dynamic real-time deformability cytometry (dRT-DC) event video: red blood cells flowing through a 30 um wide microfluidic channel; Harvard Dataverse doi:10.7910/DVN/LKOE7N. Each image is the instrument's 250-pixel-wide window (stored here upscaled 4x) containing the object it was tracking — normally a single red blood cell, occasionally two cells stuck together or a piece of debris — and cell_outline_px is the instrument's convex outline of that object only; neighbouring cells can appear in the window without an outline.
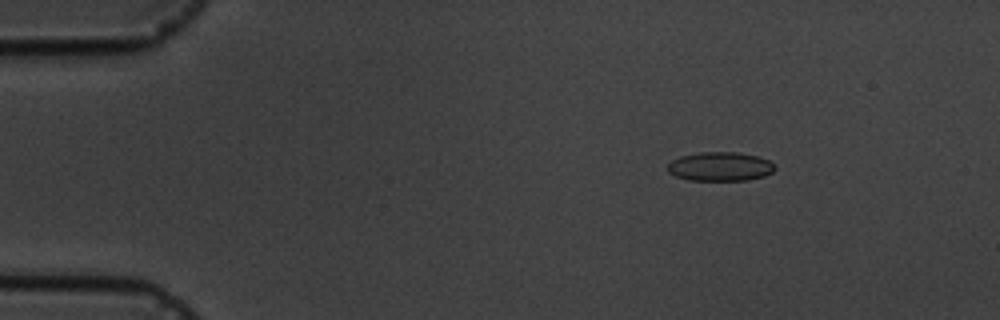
{"species": "common noctule bat (a hibernating species)", "species_latin": "Nyctalus noctula", "temperature_condition": "cold", "stored_images_in_passage": 7, "camera_frame_rate_fps": 3000, "um_per_image_px": 0.085, "animal": {"sex": "male", "body_mass_g": 19.5, "forearm_length_mm": 54.6}, "frame": {"image": 1, "passage_image": 2, "time_ms": 1.333, "image_size_px": [1000, 320], "cell_outline_px": [[776, 168], [772, 172], [764, 176], [748, 180], [688, 180], [676, 176], [668, 172], [668, 164], [672, 160], [680, 156], [700, 152], [736, 152], [756, 156], [768, 160]], "centroid_in_image_um": [61.19, 14.15], "position_along_channel_um": 23.8, "area_um2": 18.03}}
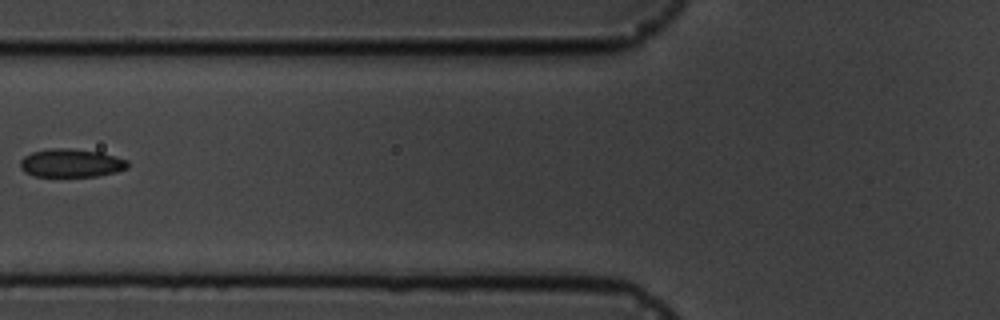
{"frame": {"image": 2, "passage_image": 6, "time_ms": 6.0, "image_size_px": [1000, 320], "cell_outline_px": [[128, 168], [116, 172], [96, 176], [36, 176], [24, 172], [20, 168], [20, 160], [24, 156], [32, 152], [48, 148], [68, 148], [100, 152], [128, 160]], "centroid_in_image_um": [6.03, 13.85], "position_along_channel_um": 119.8, "area_um2": 17.74}}
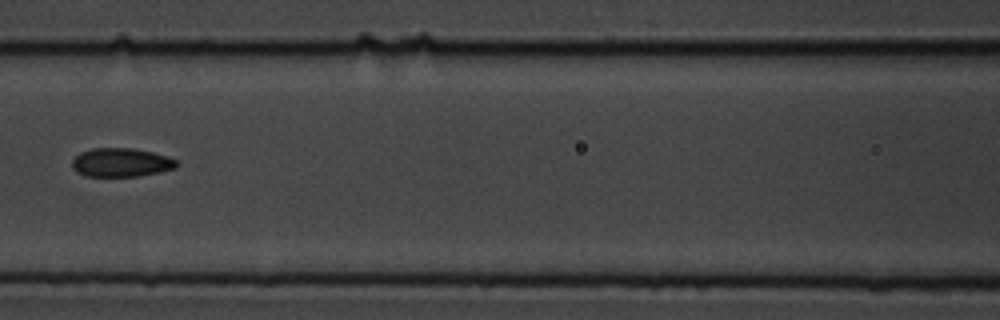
{"frame": {"image": 3, "passage_image": 7, "time_ms": 7.0, "image_size_px": [1000, 320], "cell_outline_px": [[180, 164], [176, 168], [160, 172], [140, 176], [84, 176], [76, 172], [72, 168], [72, 160], [80, 152], [92, 148], [132, 148], [152, 152], [168, 156], [176, 160]], "centroid_in_image_um": [10.3, 13.81], "position_along_channel_um": 156.3, "area_um2": 17.69}}